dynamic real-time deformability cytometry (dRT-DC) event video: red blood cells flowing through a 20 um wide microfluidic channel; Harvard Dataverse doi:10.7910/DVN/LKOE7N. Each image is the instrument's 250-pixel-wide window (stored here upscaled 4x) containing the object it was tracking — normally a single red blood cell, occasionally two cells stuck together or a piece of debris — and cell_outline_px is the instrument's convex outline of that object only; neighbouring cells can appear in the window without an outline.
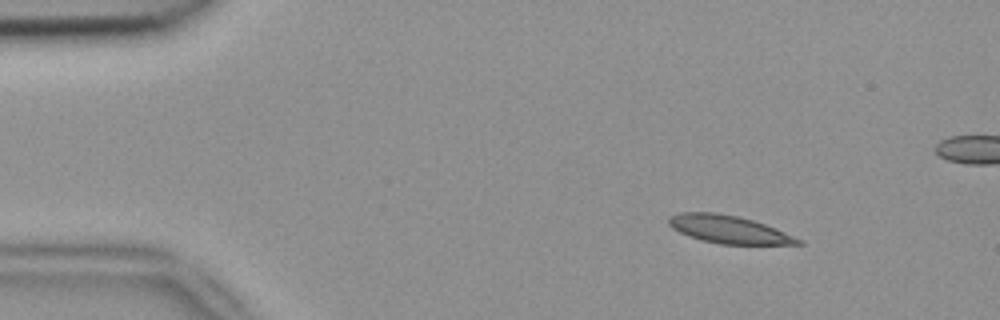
{"species": "common noctule bat (a hibernating species)", "species_latin": "Nyctalus noctula", "temperature_condition": "room temperature", "stored_images_in_passage": 4, "camera_frame_rate_fps": 3000, "um_per_image_px": 0.085, "animal": {"sex": "female", "body_mass_g": 18.4}, "frame": {"image": 1, "passage_image": 1, "time_ms": 0.0, "image_size_px": [1000, 320], "cell_outline_px": [[804, 244], [720, 244], [700, 240], [688, 236], [672, 228], [668, 224], [668, 216], [680, 212], [716, 212], [736, 216], [752, 220], [776, 228], [804, 240]], "centroid_in_image_um": [61.93, 19.5], "position_along_channel_um": 23.1, "area_um2": 21.04}}